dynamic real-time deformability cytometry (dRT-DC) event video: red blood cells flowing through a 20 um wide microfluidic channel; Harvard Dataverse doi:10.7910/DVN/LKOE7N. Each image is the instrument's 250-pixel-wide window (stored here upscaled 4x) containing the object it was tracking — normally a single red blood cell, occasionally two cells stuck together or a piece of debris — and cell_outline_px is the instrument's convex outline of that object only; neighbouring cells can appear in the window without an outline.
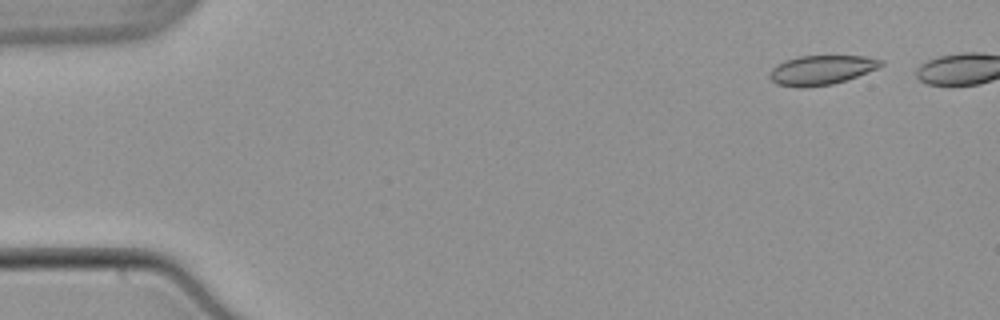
{"species": "common noctule bat (a hibernating species)", "species_latin": "Nyctalus noctula", "temperature_condition": "warm", "stored_images_in_passage": 43, "camera_frame_rate_fps": 3000, "um_per_image_px": 0.085, "animal": {"sex": "male", "body_mass_g": 21.5, "forearm_length_mm": 52.0}, "frame": {"image": 1, "passage_image": 1, "time_ms": 0.0, "image_size_px": [1000, 320], "cell_outline_px": [[884, 64], [876, 68], [856, 76], [832, 84], [804, 88], [800, 88], [776, 84], [768, 76], [772, 68], [776, 64], [784, 60], [800, 56], [864, 56], [884, 60]], "centroid_in_image_um": [69.77, 5.95], "position_along_channel_um": 15.2, "area_um2": 19.02}}
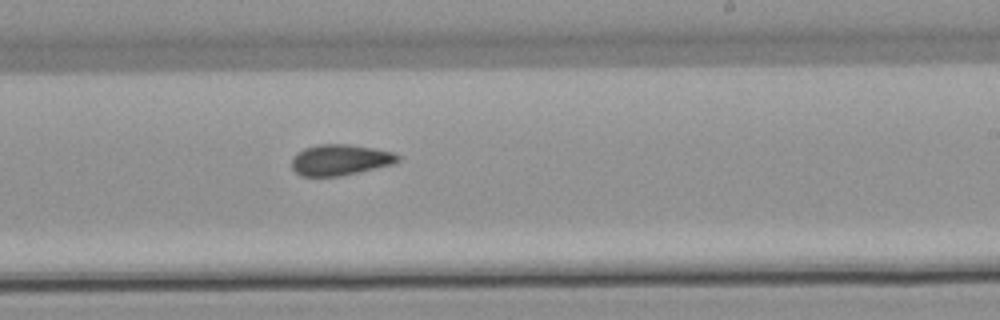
{"frame": {"image": 2, "passage_image": 29, "time_ms": 9.333, "image_size_px": [1000, 320], "cell_outline_px": [[400, 160], [392, 164], [340, 176], [300, 176], [292, 168], [292, 156], [296, 152], [304, 148], [320, 144], [348, 144], [396, 152], [400, 156]], "centroid_in_image_um": [28.89, 13.58], "position_along_channel_um": 260.1, "area_um2": 19.13}}
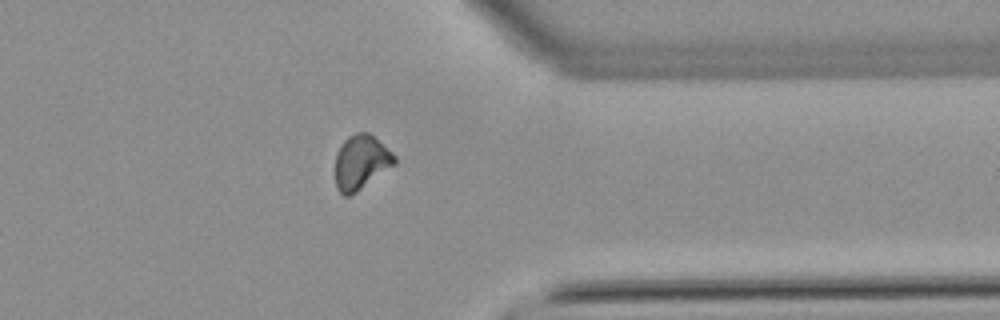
{"frame": {"image": 3, "passage_image": 39, "time_ms": 12.667, "image_size_px": [1000, 320], "cell_outline_px": [[396, 164], [356, 192], [348, 196], [344, 196], [336, 188], [336, 152], [340, 144], [348, 136], [356, 132], [368, 132], [392, 152], [396, 156]], "centroid_in_image_um": [30.68, 13.78], "position_along_channel_um": 380.7, "area_um2": 18.79}}